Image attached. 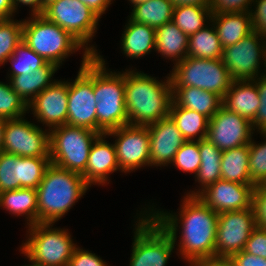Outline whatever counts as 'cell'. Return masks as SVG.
Instances as JSON below:
<instances>
[{"mask_svg":"<svg viewBox=\"0 0 266 266\" xmlns=\"http://www.w3.org/2000/svg\"><path fill=\"white\" fill-rule=\"evenodd\" d=\"M180 212L170 213L148 208V213L176 242L178 229L181 236L178 251L189 265H203L215 258L218 213L205 205L197 196H184ZM151 209V211L149 210ZM179 217V218H178ZM178 224H181L178 226ZM179 227V228H178Z\"/></svg>","mask_w":266,"mask_h":266,"instance_id":"cell-1","label":"cell"},{"mask_svg":"<svg viewBox=\"0 0 266 266\" xmlns=\"http://www.w3.org/2000/svg\"><path fill=\"white\" fill-rule=\"evenodd\" d=\"M125 71L128 123L147 126L168 117L173 101L170 76L160 82L142 71Z\"/></svg>","mask_w":266,"mask_h":266,"instance_id":"cell-2","label":"cell"},{"mask_svg":"<svg viewBox=\"0 0 266 266\" xmlns=\"http://www.w3.org/2000/svg\"><path fill=\"white\" fill-rule=\"evenodd\" d=\"M91 187L82 175L50 164L36 188L38 223H55Z\"/></svg>","mask_w":266,"mask_h":266,"instance_id":"cell-3","label":"cell"},{"mask_svg":"<svg viewBox=\"0 0 266 266\" xmlns=\"http://www.w3.org/2000/svg\"><path fill=\"white\" fill-rule=\"evenodd\" d=\"M101 55L93 56V92L96 101V132L128 125L125 105V72H109Z\"/></svg>","mask_w":266,"mask_h":266,"instance_id":"cell-4","label":"cell"},{"mask_svg":"<svg viewBox=\"0 0 266 266\" xmlns=\"http://www.w3.org/2000/svg\"><path fill=\"white\" fill-rule=\"evenodd\" d=\"M23 42L46 62L60 67L69 55L85 47L69 32L48 21L43 15L23 20Z\"/></svg>","mask_w":266,"mask_h":266,"instance_id":"cell-5","label":"cell"},{"mask_svg":"<svg viewBox=\"0 0 266 266\" xmlns=\"http://www.w3.org/2000/svg\"><path fill=\"white\" fill-rule=\"evenodd\" d=\"M54 223H37L28 226V239L20 251L35 264L41 266H68L77 247L68 229L52 228Z\"/></svg>","mask_w":266,"mask_h":266,"instance_id":"cell-6","label":"cell"},{"mask_svg":"<svg viewBox=\"0 0 266 266\" xmlns=\"http://www.w3.org/2000/svg\"><path fill=\"white\" fill-rule=\"evenodd\" d=\"M50 131V161L52 164L82 175L89 152L98 132L71 125H62Z\"/></svg>","mask_w":266,"mask_h":266,"instance_id":"cell-7","label":"cell"},{"mask_svg":"<svg viewBox=\"0 0 266 266\" xmlns=\"http://www.w3.org/2000/svg\"><path fill=\"white\" fill-rule=\"evenodd\" d=\"M145 210L135 224L129 266H166L176 243Z\"/></svg>","mask_w":266,"mask_h":266,"instance_id":"cell-8","label":"cell"},{"mask_svg":"<svg viewBox=\"0 0 266 266\" xmlns=\"http://www.w3.org/2000/svg\"><path fill=\"white\" fill-rule=\"evenodd\" d=\"M172 87H196L223 97L234 79L221 59L186 57L169 74Z\"/></svg>","mask_w":266,"mask_h":266,"instance_id":"cell-9","label":"cell"},{"mask_svg":"<svg viewBox=\"0 0 266 266\" xmlns=\"http://www.w3.org/2000/svg\"><path fill=\"white\" fill-rule=\"evenodd\" d=\"M42 15L69 32L91 55H99L95 46H88V43L97 32L100 18L84 3L79 0H58L46 7Z\"/></svg>","mask_w":266,"mask_h":266,"instance_id":"cell-10","label":"cell"},{"mask_svg":"<svg viewBox=\"0 0 266 266\" xmlns=\"http://www.w3.org/2000/svg\"><path fill=\"white\" fill-rule=\"evenodd\" d=\"M78 75L68 82L67 125L96 131V101L93 92V55L83 51Z\"/></svg>","mask_w":266,"mask_h":266,"instance_id":"cell-11","label":"cell"},{"mask_svg":"<svg viewBox=\"0 0 266 266\" xmlns=\"http://www.w3.org/2000/svg\"><path fill=\"white\" fill-rule=\"evenodd\" d=\"M257 227L253 206L249 209L226 211L218 215L215 258H231L241 252L252 231Z\"/></svg>","mask_w":266,"mask_h":266,"instance_id":"cell-12","label":"cell"},{"mask_svg":"<svg viewBox=\"0 0 266 266\" xmlns=\"http://www.w3.org/2000/svg\"><path fill=\"white\" fill-rule=\"evenodd\" d=\"M261 58L266 67V38L253 31L234 45L223 48L221 60L234 80H253L261 74Z\"/></svg>","mask_w":266,"mask_h":266,"instance_id":"cell-13","label":"cell"},{"mask_svg":"<svg viewBox=\"0 0 266 266\" xmlns=\"http://www.w3.org/2000/svg\"><path fill=\"white\" fill-rule=\"evenodd\" d=\"M4 152L19 157H50V131L24 117L6 120Z\"/></svg>","mask_w":266,"mask_h":266,"instance_id":"cell-14","label":"cell"},{"mask_svg":"<svg viewBox=\"0 0 266 266\" xmlns=\"http://www.w3.org/2000/svg\"><path fill=\"white\" fill-rule=\"evenodd\" d=\"M115 137L116 158L121 172H132L150 166V136L147 126L124 125L109 131Z\"/></svg>","mask_w":266,"mask_h":266,"instance_id":"cell-15","label":"cell"},{"mask_svg":"<svg viewBox=\"0 0 266 266\" xmlns=\"http://www.w3.org/2000/svg\"><path fill=\"white\" fill-rule=\"evenodd\" d=\"M50 164V157H19L1 153L0 193L20 188L36 189Z\"/></svg>","mask_w":266,"mask_h":266,"instance_id":"cell-16","label":"cell"},{"mask_svg":"<svg viewBox=\"0 0 266 266\" xmlns=\"http://www.w3.org/2000/svg\"><path fill=\"white\" fill-rule=\"evenodd\" d=\"M253 131L248 119L222 106L209 120L206 139L223 152L250 144Z\"/></svg>","mask_w":266,"mask_h":266,"instance_id":"cell-17","label":"cell"},{"mask_svg":"<svg viewBox=\"0 0 266 266\" xmlns=\"http://www.w3.org/2000/svg\"><path fill=\"white\" fill-rule=\"evenodd\" d=\"M255 185L217 180L200 191L196 196L218 214L252 207Z\"/></svg>","mask_w":266,"mask_h":266,"instance_id":"cell-18","label":"cell"},{"mask_svg":"<svg viewBox=\"0 0 266 266\" xmlns=\"http://www.w3.org/2000/svg\"><path fill=\"white\" fill-rule=\"evenodd\" d=\"M53 81L28 104V111L49 130L67 124L68 113V81Z\"/></svg>","mask_w":266,"mask_h":266,"instance_id":"cell-19","label":"cell"},{"mask_svg":"<svg viewBox=\"0 0 266 266\" xmlns=\"http://www.w3.org/2000/svg\"><path fill=\"white\" fill-rule=\"evenodd\" d=\"M147 127L150 136V166H168L186 139L170 116Z\"/></svg>","mask_w":266,"mask_h":266,"instance_id":"cell-20","label":"cell"},{"mask_svg":"<svg viewBox=\"0 0 266 266\" xmlns=\"http://www.w3.org/2000/svg\"><path fill=\"white\" fill-rule=\"evenodd\" d=\"M106 134H100L93 142L86 165L85 172L82 177L91 186L106 185L109 181V174L115 171H121L116 158V150L114 144L104 140Z\"/></svg>","mask_w":266,"mask_h":266,"instance_id":"cell-21","label":"cell"},{"mask_svg":"<svg viewBox=\"0 0 266 266\" xmlns=\"http://www.w3.org/2000/svg\"><path fill=\"white\" fill-rule=\"evenodd\" d=\"M222 106L252 122L260 106L255 83L252 80H234L222 97Z\"/></svg>","mask_w":266,"mask_h":266,"instance_id":"cell-22","label":"cell"},{"mask_svg":"<svg viewBox=\"0 0 266 266\" xmlns=\"http://www.w3.org/2000/svg\"><path fill=\"white\" fill-rule=\"evenodd\" d=\"M222 48L234 45L253 32L250 12H223L212 14Z\"/></svg>","mask_w":266,"mask_h":266,"instance_id":"cell-23","label":"cell"},{"mask_svg":"<svg viewBox=\"0 0 266 266\" xmlns=\"http://www.w3.org/2000/svg\"><path fill=\"white\" fill-rule=\"evenodd\" d=\"M172 100L179 106L196 111L209 120L222 107V97L196 87H172Z\"/></svg>","mask_w":266,"mask_h":266,"instance_id":"cell-24","label":"cell"},{"mask_svg":"<svg viewBox=\"0 0 266 266\" xmlns=\"http://www.w3.org/2000/svg\"><path fill=\"white\" fill-rule=\"evenodd\" d=\"M121 38L123 53L130 58H140L155 51L156 29L133 21L130 17Z\"/></svg>","mask_w":266,"mask_h":266,"instance_id":"cell-25","label":"cell"},{"mask_svg":"<svg viewBox=\"0 0 266 266\" xmlns=\"http://www.w3.org/2000/svg\"><path fill=\"white\" fill-rule=\"evenodd\" d=\"M189 36L173 22H167L156 29L155 50L163 57L172 59L174 65L188 54Z\"/></svg>","mask_w":266,"mask_h":266,"instance_id":"cell-26","label":"cell"},{"mask_svg":"<svg viewBox=\"0 0 266 266\" xmlns=\"http://www.w3.org/2000/svg\"><path fill=\"white\" fill-rule=\"evenodd\" d=\"M58 69L59 67L55 64L47 62L35 72L13 76L9 81L13 90L28 105L38 94L53 83L52 78Z\"/></svg>","mask_w":266,"mask_h":266,"instance_id":"cell-27","label":"cell"},{"mask_svg":"<svg viewBox=\"0 0 266 266\" xmlns=\"http://www.w3.org/2000/svg\"><path fill=\"white\" fill-rule=\"evenodd\" d=\"M0 207L17 216H27V225L38 223V199L34 188H20L0 193Z\"/></svg>","mask_w":266,"mask_h":266,"instance_id":"cell-28","label":"cell"},{"mask_svg":"<svg viewBox=\"0 0 266 266\" xmlns=\"http://www.w3.org/2000/svg\"><path fill=\"white\" fill-rule=\"evenodd\" d=\"M199 152L201 163L198 172L194 176L200 185L198 191H190L187 196H196L208 185L221 179V156L222 151L207 139L199 140Z\"/></svg>","mask_w":266,"mask_h":266,"instance_id":"cell-29","label":"cell"},{"mask_svg":"<svg viewBox=\"0 0 266 266\" xmlns=\"http://www.w3.org/2000/svg\"><path fill=\"white\" fill-rule=\"evenodd\" d=\"M221 179L254 185L249 174V144L222 152Z\"/></svg>","mask_w":266,"mask_h":266,"instance_id":"cell-30","label":"cell"},{"mask_svg":"<svg viewBox=\"0 0 266 266\" xmlns=\"http://www.w3.org/2000/svg\"><path fill=\"white\" fill-rule=\"evenodd\" d=\"M169 116L186 141L206 139L209 119L203 114L179 107L172 101Z\"/></svg>","mask_w":266,"mask_h":266,"instance_id":"cell-31","label":"cell"},{"mask_svg":"<svg viewBox=\"0 0 266 266\" xmlns=\"http://www.w3.org/2000/svg\"><path fill=\"white\" fill-rule=\"evenodd\" d=\"M189 36L187 57L221 59L223 48L213 22Z\"/></svg>","mask_w":266,"mask_h":266,"instance_id":"cell-32","label":"cell"},{"mask_svg":"<svg viewBox=\"0 0 266 266\" xmlns=\"http://www.w3.org/2000/svg\"><path fill=\"white\" fill-rule=\"evenodd\" d=\"M174 5L171 0H150L133 7L129 16L133 21L157 29L172 21Z\"/></svg>","mask_w":266,"mask_h":266,"instance_id":"cell-33","label":"cell"},{"mask_svg":"<svg viewBox=\"0 0 266 266\" xmlns=\"http://www.w3.org/2000/svg\"><path fill=\"white\" fill-rule=\"evenodd\" d=\"M212 10L210 6L179 5L174 6L172 21L182 32L190 36L201 28H204L205 21H211Z\"/></svg>","mask_w":266,"mask_h":266,"instance_id":"cell-34","label":"cell"},{"mask_svg":"<svg viewBox=\"0 0 266 266\" xmlns=\"http://www.w3.org/2000/svg\"><path fill=\"white\" fill-rule=\"evenodd\" d=\"M8 61L11 63L10 76L8 77L10 79L21 74H31L47 63L42 56L28 47L23 40L11 57L7 59Z\"/></svg>","mask_w":266,"mask_h":266,"instance_id":"cell-35","label":"cell"},{"mask_svg":"<svg viewBox=\"0 0 266 266\" xmlns=\"http://www.w3.org/2000/svg\"><path fill=\"white\" fill-rule=\"evenodd\" d=\"M23 40V21L0 19V65L7 63Z\"/></svg>","mask_w":266,"mask_h":266,"instance_id":"cell-36","label":"cell"},{"mask_svg":"<svg viewBox=\"0 0 266 266\" xmlns=\"http://www.w3.org/2000/svg\"><path fill=\"white\" fill-rule=\"evenodd\" d=\"M27 111L28 105L13 90L11 83L0 82V118L6 120L22 118Z\"/></svg>","mask_w":266,"mask_h":266,"instance_id":"cell-37","label":"cell"},{"mask_svg":"<svg viewBox=\"0 0 266 266\" xmlns=\"http://www.w3.org/2000/svg\"><path fill=\"white\" fill-rule=\"evenodd\" d=\"M260 133L266 138L265 132ZM249 174L255 186L266 181V139L261 144H256L251 139L249 144Z\"/></svg>","mask_w":266,"mask_h":266,"instance_id":"cell-38","label":"cell"},{"mask_svg":"<svg viewBox=\"0 0 266 266\" xmlns=\"http://www.w3.org/2000/svg\"><path fill=\"white\" fill-rule=\"evenodd\" d=\"M201 156L199 141H186L176 152L172 162L175 167L183 172L196 173L200 168Z\"/></svg>","mask_w":266,"mask_h":266,"instance_id":"cell-39","label":"cell"},{"mask_svg":"<svg viewBox=\"0 0 266 266\" xmlns=\"http://www.w3.org/2000/svg\"><path fill=\"white\" fill-rule=\"evenodd\" d=\"M261 76V77H260ZM252 81L255 83L259 93L260 106L254 120L251 122L252 129L257 132L266 131V73H262Z\"/></svg>","mask_w":266,"mask_h":266,"instance_id":"cell-40","label":"cell"},{"mask_svg":"<svg viewBox=\"0 0 266 266\" xmlns=\"http://www.w3.org/2000/svg\"><path fill=\"white\" fill-rule=\"evenodd\" d=\"M254 0H210L212 14L223 12H250Z\"/></svg>","mask_w":266,"mask_h":266,"instance_id":"cell-41","label":"cell"},{"mask_svg":"<svg viewBox=\"0 0 266 266\" xmlns=\"http://www.w3.org/2000/svg\"><path fill=\"white\" fill-rule=\"evenodd\" d=\"M244 251L266 259V228L257 226L252 231Z\"/></svg>","mask_w":266,"mask_h":266,"instance_id":"cell-42","label":"cell"},{"mask_svg":"<svg viewBox=\"0 0 266 266\" xmlns=\"http://www.w3.org/2000/svg\"><path fill=\"white\" fill-rule=\"evenodd\" d=\"M257 226L266 228V187L258 184L253 190V202Z\"/></svg>","mask_w":266,"mask_h":266,"instance_id":"cell-43","label":"cell"},{"mask_svg":"<svg viewBox=\"0 0 266 266\" xmlns=\"http://www.w3.org/2000/svg\"><path fill=\"white\" fill-rule=\"evenodd\" d=\"M68 266H109L105 261L91 251L83 250L77 247L74 249L72 258L69 260Z\"/></svg>","mask_w":266,"mask_h":266,"instance_id":"cell-44","label":"cell"},{"mask_svg":"<svg viewBox=\"0 0 266 266\" xmlns=\"http://www.w3.org/2000/svg\"><path fill=\"white\" fill-rule=\"evenodd\" d=\"M255 9L250 10L252 29L266 38V0H254Z\"/></svg>","mask_w":266,"mask_h":266,"instance_id":"cell-45","label":"cell"},{"mask_svg":"<svg viewBox=\"0 0 266 266\" xmlns=\"http://www.w3.org/2000/svg\"><path fill=\"white\" fill-rule=\"evenodd\" d=\"M231 259L237 266H266V259L242 250L235 253Z\"/></svg>","mask_w":266,"mask_h":266,"instance_id":"cell-46","label":"cell"},{"mask_svg":"<svg viewBox=\"0 0 266 266\" xmlns=\"http://www.w3.org/2000/svg\"><path fill=\"white\" fill-rule=\"evenodd\" d=\"M88 6L93 13H95L99 18L105 14L108 6L111 5L112 0H79Z\"/></svg>","mask_w":266,"mask_h":266,"instance_id":"cell-47","label":"cell"},{"mask_svg":"<svg viewBox=\"0 0 266 266\" xmlns=\"http://www.w3.org/2000/svg\"><path fill=\"white\" fill-rule=\"evenodd\" d=\"M19 3L29 6L31 9V15H41V0H14L15 12H17Z\"/></svg>","mask_w":266,"mask_h":266,"instance_id":"cell-48","label":"cell"},{"mask_svg":"<svg viewBox=\"0 0 266 266\" xmlns=\"http://www.w3.org/2000/svg\"><path fill=\"white\" fill-rule=\"evenodd\" d=\"M14 13V0H0V19H11Z\"/></svg>","mask_w":266,"mask_h":266,"instance_id":"cell-49","label":"cell"},{"mask_svg":"<svg viewBox=\"0 0 266 266\" xmlns=\"http://www.w3.org/2000/svg\"><path fill=\"white\" fill-rule=\"evenodd\" d=\"M203 266H237L231 258H214L203 264Z\"/></svg>","mask_w":266,"mask_h":266,"instance_id":"cell-50","label":"cell"},{"mask_svg":"<svg viewBox=\"0 0 266 266\" xmlns=\"http://www.w3.org/2000/svg\"><path fill=\"white\" fill-rule=\"evenodd\" d=\"M174 6L179 5H199V6H209L210 0H171Z\"/></svg>","mask_w":266,"mask_h":266,"instance_id":"cell-51","label":"cell"},{"mask_svg":"<svg viewBox=\"0 0 266 266\" xmlns=\"http://www.w3.org/2000/svg\"><path fill=\"white\" fill-rule=\"evenodd\" d=\"M6 119L0 118V154L4 152V129Z\"/></svg>","mask_w":266,"mask_h":266,"instance_id":"cell-52","label":"cell"},{"mask_svg":"<svg viewBox=\"0 0 266 266\" xmlns=\"http://www.w3.org/2000/svg\"><path fill=\"white\" fill-rule=\"evenodd\" d=\"M58 0H41V15L44 12V9L48 7L53 2H56Z\"/></svg>","mask_w":266,"mask_h":266,"instance_id":"cell-53","label":"cell"},{"mask_svg":"<svg viewBox=\"0 0 266 266\" xmlns=\"http://www.w3.org/2000/svg\"><path fill=\"white\" fill-rule=\"evenodd\" d=\"M128 1H130V3L133 4V7H135L136 5H140L150 0H128Z\"/></svg>","mask_w":266,"mask_h":266,"instance_id":"cell-54","label":"cell"},{"mask_svg":"<svg viewBox=\"0 0 266 266\" xmlns=\"http://www.w3.org/2000/svg\"><path fill=\"white\" fill-rule=\"evenodd\" d=\"M30 262H31V264H29V265H23V266H41V265H38V264L33 263L32 261H30Z\"/></svg>","mask_w":266,"mask_h":266,"instance_id":"cell-55","label":"cell"}]
</instances>
